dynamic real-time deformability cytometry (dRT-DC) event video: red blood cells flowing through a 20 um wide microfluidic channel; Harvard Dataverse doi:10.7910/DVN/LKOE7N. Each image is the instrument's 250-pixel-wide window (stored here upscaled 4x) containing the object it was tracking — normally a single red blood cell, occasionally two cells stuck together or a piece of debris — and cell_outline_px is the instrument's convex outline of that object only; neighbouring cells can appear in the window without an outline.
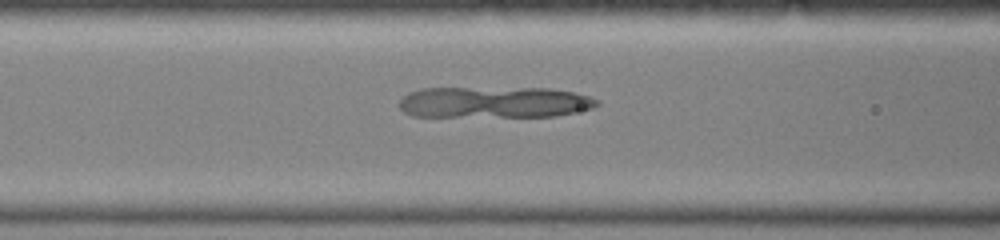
{"species": "common noctule bat (a hibernating species)", "species_latin": "Nyctalus noctula", "temperature_condition": "warm", "stored_images_in_passage": 25, "camera_frame_rate_fps": 3000, "um_per_image_px": 0.085, "animal": {"sex": "female", "body_mass_g": 19.0, "forearm_length_mm": 51.5}, "frame": {"image": 1, "passage_image": 4, "time_ms": 1.0, "image_size_px": [1000, 240], "cell_outline_px": [[600, 104], [592, 108], [552, 116], [412, 116], [404, 112], [400, 108], [400, 100], [408, 92], [420, 88], [552, 88], [572, 92], [588, 96], [600, 100]], "centroid_in_image_um": [41.99, 8.68], "position_along_channel_um": 124.6, "area_um2": 35.95}}